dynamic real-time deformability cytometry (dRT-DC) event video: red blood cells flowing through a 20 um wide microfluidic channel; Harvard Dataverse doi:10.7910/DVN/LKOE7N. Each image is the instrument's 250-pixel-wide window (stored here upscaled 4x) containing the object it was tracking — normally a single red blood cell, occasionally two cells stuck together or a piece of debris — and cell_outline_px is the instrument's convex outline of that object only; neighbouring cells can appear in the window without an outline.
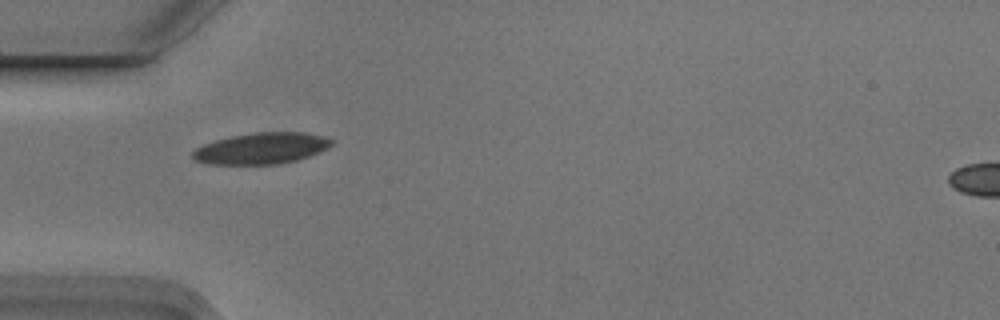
{"species": "Egyptian fruit bat (a non-hibernating species)", "species_latin": "Rousettus aegyptiacus", "temperature_condition": "cold", "stored_images_in_passage": 13, "camera_frame_rate_fps": 3000, "um_per_image_px": 0.085, "animal": {"sex": "male"}, "frame": {"image": 1, "passage_image": 3, "time_ms": 0.667, "image_size_px": [1000, 320], "cell_outline_px": [[332, 144], [328, 148], [320, 152], [296, 160], [276, 164], [208, 164], [196, 160], [192, 156], [192, 152], [196, 148], [204, 144], [216, 140], [232, 136], [256, 132], [304, 132], [324, 136], [332, 140]], "centroid_in_image_um": [22.23, 12.6], "position_along_channel_um": 62.8, "area_um2": 25.14}}
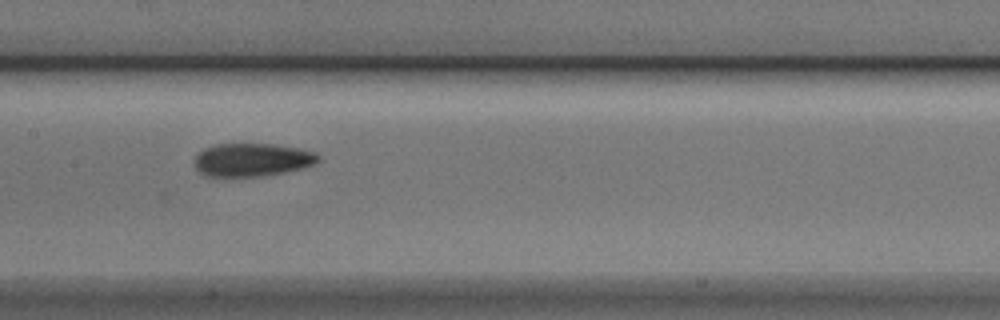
{"frame": {"image": 2, "passage_image": 6, "time_ms": 1.667, "image_size_px": [1000, 320], "cell_outline_px": [[320, 160], [316, 164], [304, 168], [264, 176], [204, 176], [196, 168], [196, 156], [204, 148], [216, 144], [272, 144], [300, 148], [316, 152], [320, 156]], "centroid_in_image_um": [21.49, 13.58], "position_along_channel_um": 185.9, "area_um2": 23.99}}
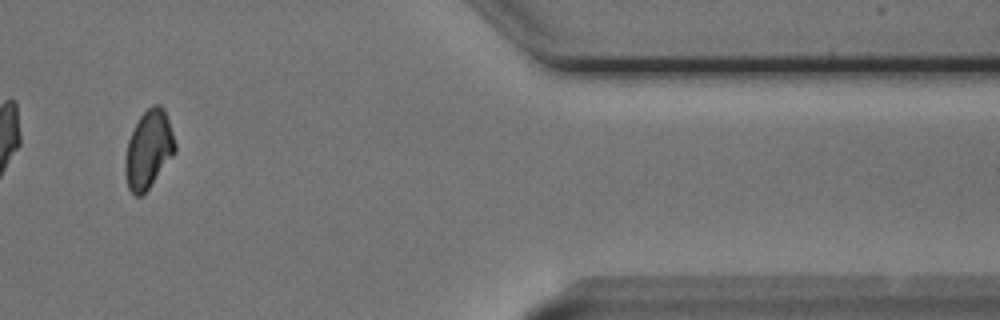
{"frame": {"image": 3, "passage_image": 11, "time_ms": 3.333, "image_size_px": [1000, 320], "cell_outline_px": [[176, 152], [148, 188], [140, 196], [136, 196], [128, 188], [124, 172], [124, 160], [128, 140], [140, 116], [152, 104], [160, 104], [164, 108], [176, 144]], "centroid_in_image_um": [12.62, 12.69], "position_along_channel_um": 398.8, "area_um2": 22.48}}